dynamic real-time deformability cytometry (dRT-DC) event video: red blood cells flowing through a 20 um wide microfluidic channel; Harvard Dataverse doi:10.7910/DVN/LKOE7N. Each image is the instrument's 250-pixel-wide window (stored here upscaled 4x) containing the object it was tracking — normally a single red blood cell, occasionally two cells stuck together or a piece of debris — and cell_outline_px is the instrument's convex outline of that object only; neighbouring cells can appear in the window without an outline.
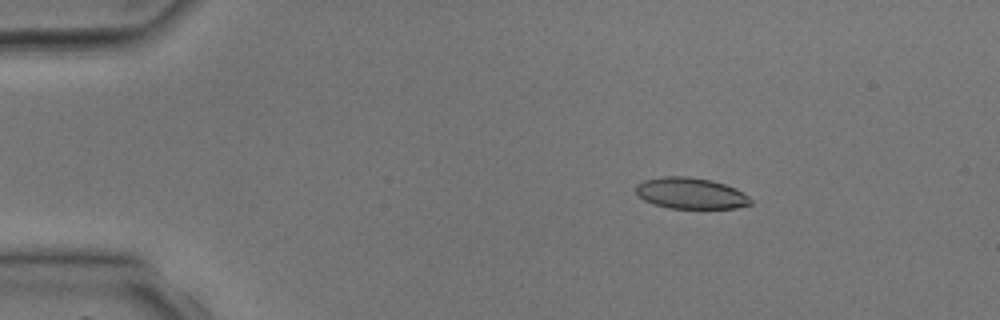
{"species": "common noctule bat (a hibernating species)", "species_latin": "Nyctalus noctula", "temperature_condition": "room temperature", "stored_images_in_passage": 4, "camera_frame_rate_fps": 3000, "um_per_image_px": 0.085, "animal": {"sex": "male", "body_mass_g": 17.9, "forearm_length_mm": 54.2}, "frame": {"image": 1, "passage_image": 2, "time_ms": 1.333, "image_size_px": [1000, 320], "cell_outline_px": [[752, 204], [736, 208], [668, 208], [652, 204], [644, 200], [636, 192], [636, 184], [644, 180], [664, 176], [688, 176], [712, 180], [736, 188], [748, 196], [752, 200]], "centroid_in_image_um": [58.71, 16.43], "position_along_channel_um": 26.3, "area_um2": 20.92}}
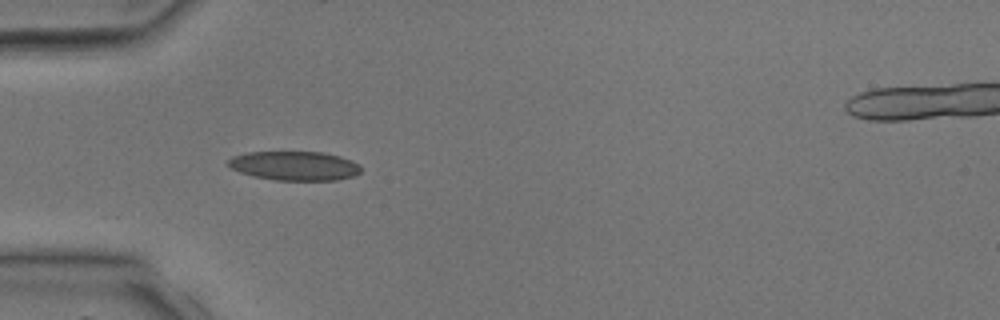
{"frame": {"image": 2, "passage_image": 4, "time_ms": 3.333, "image_size_px": [1000, 320], "cell_outline_px": [[360, 172], [352, 176], [336, 180], [276, 180], [252, 176], [240, 172], [232, 168], [228, 164], [228, 160], [232, 156], [248, 152], [324, 152], [340, 156], [352, 160], [360, 164]], "centroid_in_image_um": [25.04, 14.09], "position_along_channel_um": 60.0, "area_um2": 22.54}}